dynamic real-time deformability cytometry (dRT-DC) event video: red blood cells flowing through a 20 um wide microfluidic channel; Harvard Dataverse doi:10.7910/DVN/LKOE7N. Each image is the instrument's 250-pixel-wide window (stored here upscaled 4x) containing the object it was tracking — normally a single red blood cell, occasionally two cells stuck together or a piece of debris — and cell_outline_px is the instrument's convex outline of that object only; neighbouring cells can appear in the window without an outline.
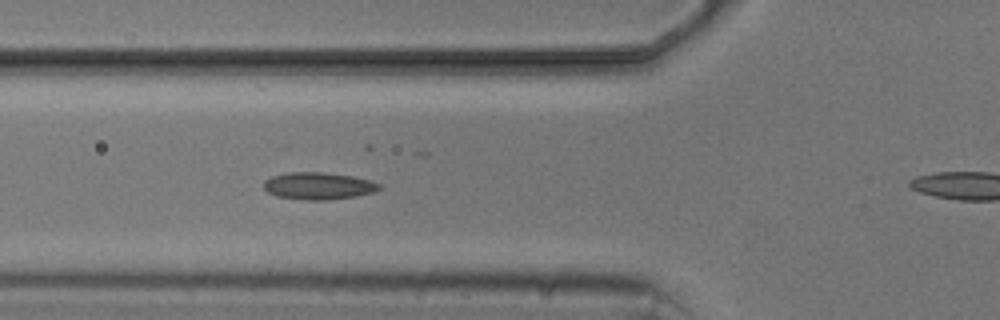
{"species": "common noctule bat (a hibernating species)", "species_latin": "Nyctalus noctula", "temperature_condition": "cold", "stored_images_in_passage": 7, "segment_of_instrument_passage": [1, 2], "camera_frame_rate_fps": 3000, "um_per_image_px": 0.085, "animal": {"sex": "male", "body_mass_g": 20.5, "forearm_length_mm": 52.5}, "frame": {"image": 1, "passage_image": 6, "time_ms": 5.667, "image_size_px": [1000, 320], "cell_outline_px": [[384, 188], [372, 192], [356, 196], [328, 200], [304, 200], [276, 196], [268, 192], [264, 188], [264, 180], [272, 176], [288, 172], [324, 172], [352, 176], [368, 180], [380, 184]], "centroid_in_image_um": [27.06, 15.8], "position_along_channel_um": 98.7, "area_um2": 18.32}}